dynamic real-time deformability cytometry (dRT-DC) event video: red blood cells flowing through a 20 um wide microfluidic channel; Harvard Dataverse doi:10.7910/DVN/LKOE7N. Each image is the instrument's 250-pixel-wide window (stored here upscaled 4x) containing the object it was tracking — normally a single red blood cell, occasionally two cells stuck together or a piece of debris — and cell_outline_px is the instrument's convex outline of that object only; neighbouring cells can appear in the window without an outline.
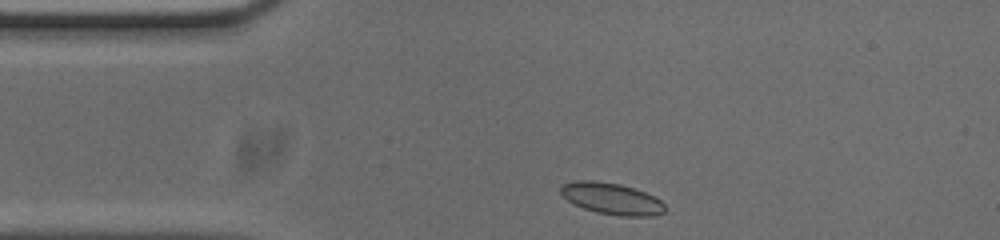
{"species": "common noctule bat (a hibernating species)", "species_latin": "Nyctalus noctula", "temperature_condition": "cold", "stored_images_in_passage": 34, "camera_frame_rate_fps": 3000, "um_per_image_px": 0.085, "animal": {"sex": "male", "body_mass_g": 20.0, "forearm_length_mm": 53.3}, "frame": {"image": 1, "passage_image": 1, "time_ms": 0.0, "image_size_px": [1000, 240], "cell_outline_px": [[664, 212], [652, 216], [620, 216], [596, 212], [584, 208], [568, 200], [560, 192], [560, 188], [564, 184], [576, 180], [592, 180], [620, 184], [644, 192], [660, 200], [664, 204]], "centroid_in_image_um": [51.99, 16.88], "position_along_channel_um": 33.0, "area_um2": 18.84}}
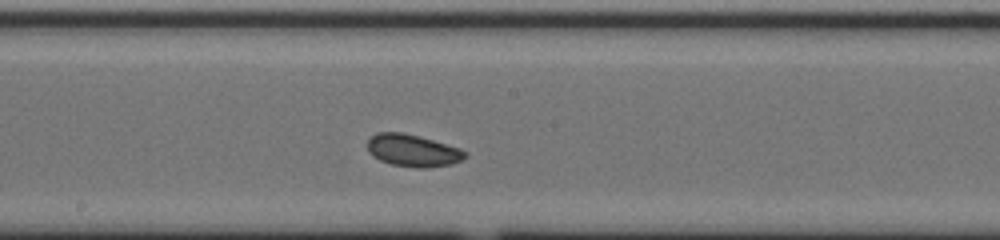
{"frame": {"image": 2, "passage_image": 18, "time_ms": 5.667, "image_size_px": [1000, 240], "cell_outline_px": [[468, 156], [464, 160], [452, 164], [424, 168], [416, 168], [392, 164], [380, 160], [372, 156], [368, 152], [368, 140], [376, 132], [404, 132], [420, 136], [460, 148], [468, 152]], "centroid_in_image_um": [35.12, 12.79], "position_along_channel_um": 213.1, "area_um2": 18.55}}
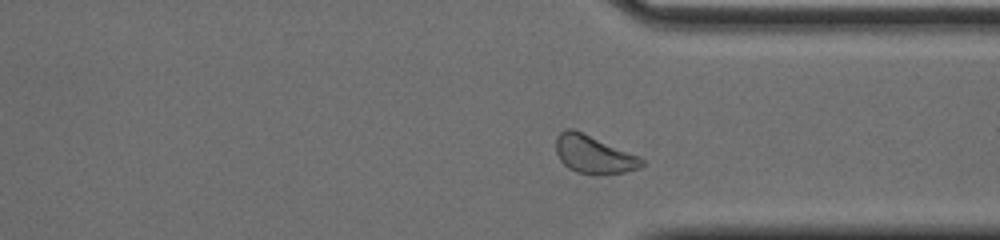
{"frame": {"image": 3, "passage_image": 30, "time_ms": 9.667, "image_size_px": [1000, 240], "cell_outline_px": [[644, 164], [640, 168], [624, 172], [592, 176], [576, 172], [568, 168], [560, 160], [556, 152], [556, 136], [564, 128], [572, 128], [640, 156], [644, 160]], "centroid_in_image_um": [50.45, 13.14], "position_along_channel_um": 360.9, "area_um2": 19.25}, "authors_computed_cell_mechanics": {"area_um2": 18.3515, "velocity_mm_per_s": 3.7117, "shape_relaxation_time_tau1_ms": 1.2269, "shape_relaxation_time_tau2_ms": null, "deformation_change_tau1": 0.042, "deformation_change_tau2": null}}